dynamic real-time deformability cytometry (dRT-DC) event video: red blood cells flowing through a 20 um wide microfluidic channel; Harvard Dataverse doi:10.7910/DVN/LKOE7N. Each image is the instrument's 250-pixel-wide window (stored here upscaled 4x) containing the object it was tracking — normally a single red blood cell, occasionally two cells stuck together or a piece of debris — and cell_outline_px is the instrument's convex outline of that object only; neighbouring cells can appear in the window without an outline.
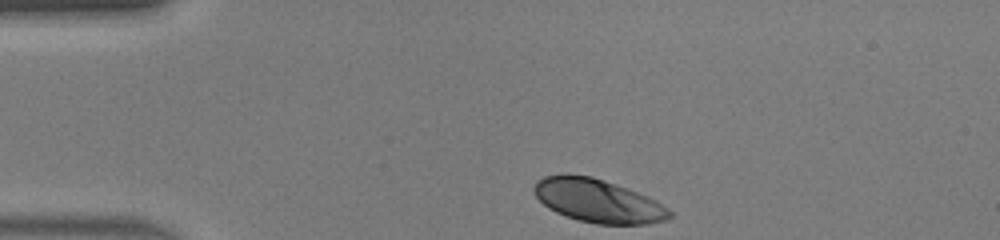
{"species": "human", "species_latin": "Homo sapiens", "temperature_condition": "warm", "stored_images_in_passage": 31, "camera_frame_rate_fps": 3000, "um_per_image_px": 0.085, "donor": {"sex": "male"}, "frame": {"image": 1, "passage_image": 1, "time_ms": 0.0, "image_size_px": [1000, 240], "cell_outline_px": [[672, 216], [668, 220], [644, 224], [596, 224], [580, 220], [556, 212], [548, 208], [536, 196], [532, 188], [544, 176], [564, 172], [568, 172], [592, 176], [604, 180], [648, 196], [668, 208], [672, 212]], "centroid_in_image_um": [50.82, 17.05], "position_along_channel_um": 34.2, "area_um2": 34.28}}
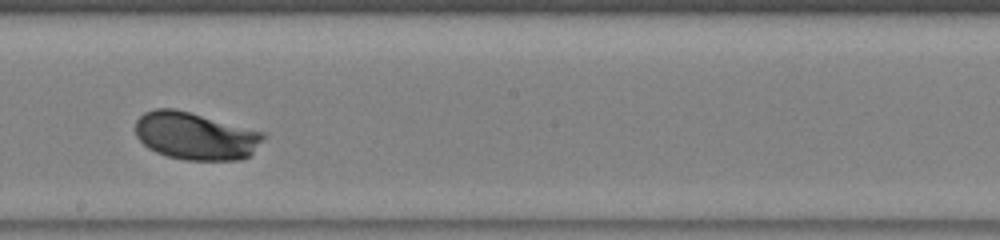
{"frame": {"image": 2, "passage_image": 18, "time_ms": 5.667, "image_size_px": [1000, 240], "cell_outline_px": [[264, 136], [252, 152], [248, 156], [240, 160], [184, 160], [168, 156], [156, 152], [148, 148], [136, 136], [136, 120], [144, 112], [156, 108], [176, 108], [264, 132]], "centroid_in_image_um": [16.57, 11.55], "position_along_channel_um": 231.6, "area_um2": 35.26}}
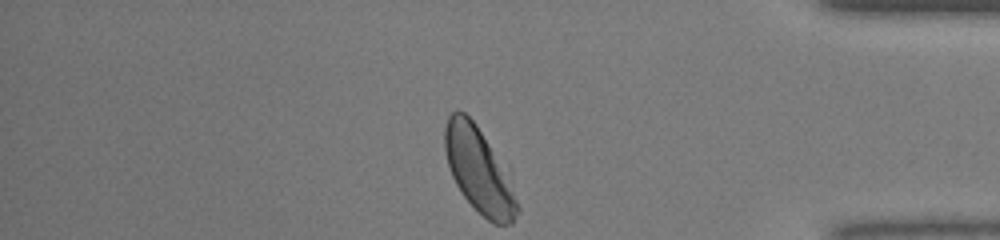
{"frame": {"image": 3, "passage_image": 31, "time_ms": 10.0, "image_size_px": [1000, 240], "cell_outline_px": [[520, 212], [512, 224], [496, 224], [488, 220], [464, 196], [456, 184], [452, 176], [448, 164], [444, 148], [444, 128], [448, 116], [452, 112], [464, 112], [476, 124], [500, 164], [520, 208]], "centroid_in_image_um": [40.65, 14.49], "position_along_channel_um": 394.5, "area_um2": 34.39}, "authors_computed_cell_mechanics": {"area_um2": 35.2002, "velocity_mm_per_s": 4.3734, "shape_relaxation_time_tau1_ms": 1.4533, "shape_relaxation_time_tau2_ms": null, "deformation_change_tau1": 0.1097, "deformation_change_tau2": null}}